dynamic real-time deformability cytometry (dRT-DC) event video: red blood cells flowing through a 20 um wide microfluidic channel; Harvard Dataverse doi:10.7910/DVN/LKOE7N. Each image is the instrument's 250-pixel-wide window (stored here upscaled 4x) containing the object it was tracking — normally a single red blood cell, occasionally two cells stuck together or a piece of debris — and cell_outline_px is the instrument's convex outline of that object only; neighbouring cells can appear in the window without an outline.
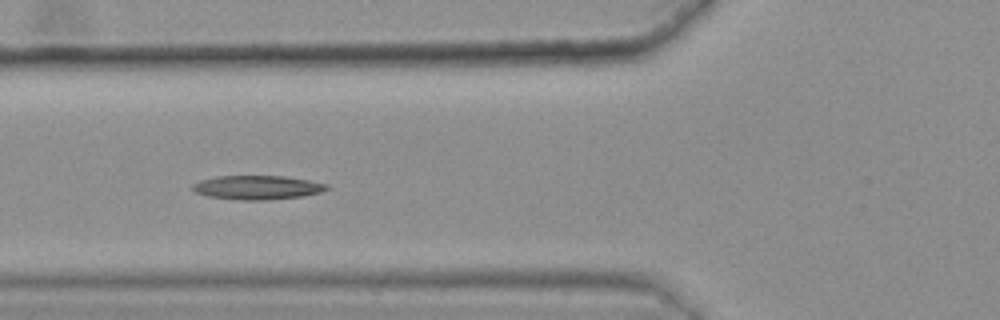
{"species": "common noctule bat (a hibernating species)", "species_latin": "Nyctalus noctula", "temperature_condition": "warm", "stored_images_in_passage": 46, "camera_frame_rate_fps": 3000, "um_per_image_px": 0.085, "animal": {"sex": "female", "body_mass_g": 25.1}, "frame": {"image": 1, "passage_image": 20, "time_ms": 6.333, "image_size_px": [1000, 320], "cell_outline_px": [[328, 188], [320, 192], [304, 196], [264, 200], [240, 200], [208, 196], [196, 192], [192, 188], [192, 184], [200, 180], [216, 176], [284, 176], [308, 180], [328, 184]], "centroid_in_image_um": [21.86, 15.93], "position_along_channel_um": 103.9, "area_um2": 18.67}}
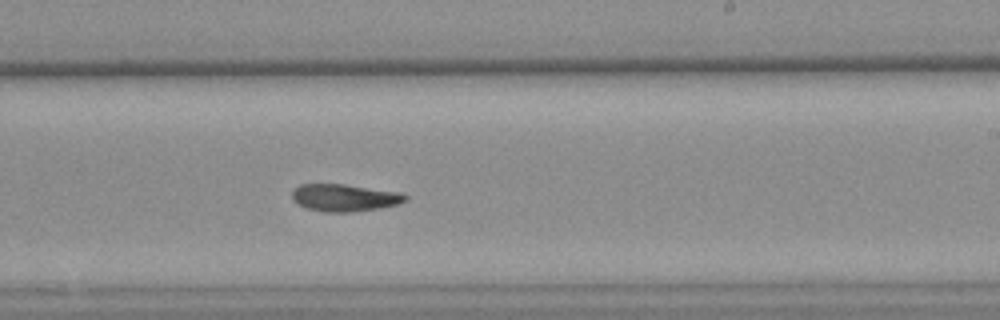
{"frame": {"image": 2, "passage_image": 33, "time_ms": 10.667, "image_size_px": [1000, 320], "cell_outline_px": [[408, 200], [400, 204], [380, 208], [352, 212], [324, 212], [308, 208], [292, 200], [292, 192], [300, 184], [344, 184], [400, 192], [408, 196]], "centroid_in_image_um": [29.33, 16.8], "position_along_channel_um": 259.7, "area_um2": 18.03}, "authors_computed_cell_mechanics": {"area_um2": 18.7561, "velocity_mm_per_s": 3.6054, "shape_relaxation_time_tau1_ms": null, "shape_relaxation_time_tau2_ms": 10.9667, "deformation_change_tau1": null, "deformation_change_tau2": 0.1582}}